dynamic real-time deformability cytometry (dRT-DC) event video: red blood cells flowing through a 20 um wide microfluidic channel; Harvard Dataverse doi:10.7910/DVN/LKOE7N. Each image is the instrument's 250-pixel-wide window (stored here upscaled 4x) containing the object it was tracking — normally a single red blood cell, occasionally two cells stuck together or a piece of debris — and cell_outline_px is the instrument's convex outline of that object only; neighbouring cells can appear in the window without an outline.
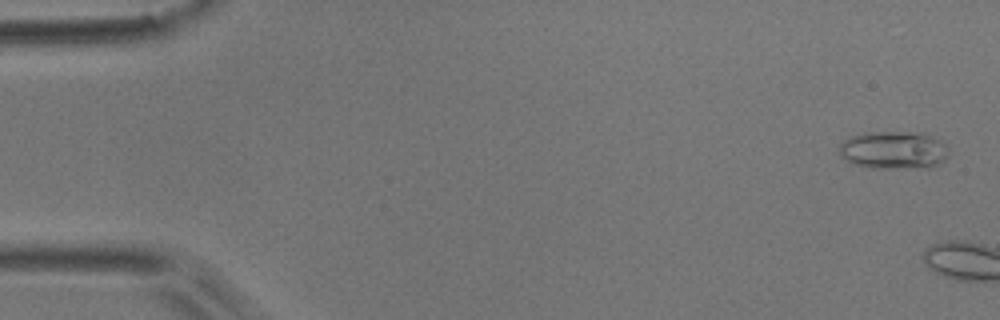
{"species": "common noctule bat (a hibernating species)", "species_latin": "Nyctalus noctula", "temperature_condition": "room temperature", "stored_images_in_passage": 5, "camera_frame_rate_fps": 3000, "um_per_image_px": 0.085, "animal": {"sex": "male", "body_mass_g": 17.9}, "frame": {"image": 1, "passage_image": 1, "time_ms": 0.0, "image_size_px": [1000, 320], "cell_outline_px": [[948, 156], [944, 160], [928, 168], [872, 168], [856, 164], [840, 156], [840, 144], [848, 136], [864, 132], [924, 132], [948, 144]], "centroid_in_image_um": [75.99, 12.74], "position_along_channel_um": 9.0, "area_um2": 24.45}}